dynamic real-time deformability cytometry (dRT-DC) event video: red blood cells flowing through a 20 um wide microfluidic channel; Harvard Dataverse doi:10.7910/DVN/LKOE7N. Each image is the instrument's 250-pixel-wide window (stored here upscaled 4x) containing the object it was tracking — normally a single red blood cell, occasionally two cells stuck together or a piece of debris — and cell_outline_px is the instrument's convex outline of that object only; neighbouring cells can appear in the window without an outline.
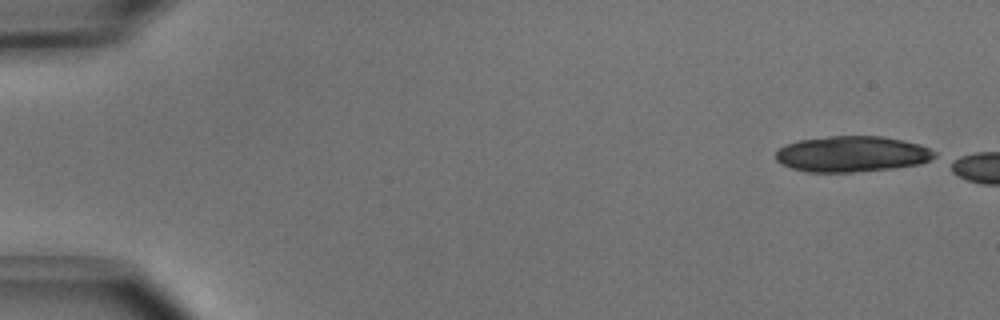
{"species": "common noctule bat (a hibernating species)", "species_latin": "Nyctalus noctula", "temperature_condition": "cold", "stored_images_in_passage": 5, "camera_frame_rate_fps": 3000, "um_per_image_px": 0.085, "animal": {"sex": "male", "body_mass_g": 15.6}, "frame": {"image": 1, "passage_image": 1, "time_ms": 0.0, "image_size_px": [1000, 320], "cell_outline_px": [[936, 156], [920, 164], [892, 168], [852, 172], [808, 172], [792, 168], [780, 164], [776, 160], [776, 152], [784, 144], [800, 140], [828, 136], [880, 136], [904, 140], [920, 144], [936, 152]], "centroid_in_image_um": [72.4, 13.09], "position_along_channel_um": 12.6, "area_um2": 33.18}}